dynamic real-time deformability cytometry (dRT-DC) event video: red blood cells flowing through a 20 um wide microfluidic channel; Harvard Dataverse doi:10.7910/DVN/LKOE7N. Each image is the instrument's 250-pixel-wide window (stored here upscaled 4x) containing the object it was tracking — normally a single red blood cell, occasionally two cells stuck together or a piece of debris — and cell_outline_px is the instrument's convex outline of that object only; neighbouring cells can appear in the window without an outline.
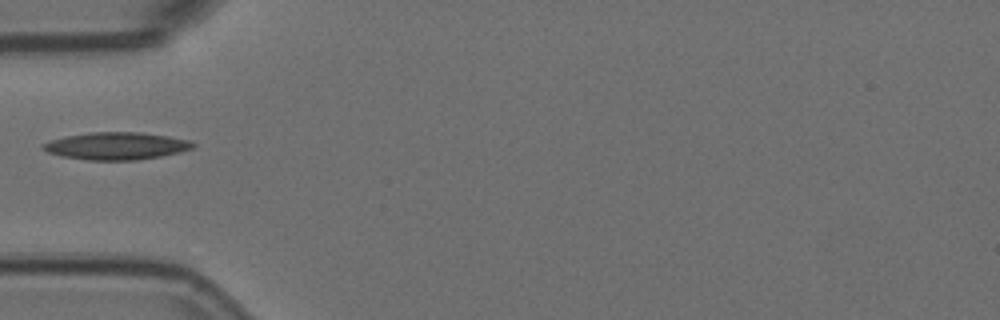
{"species": "Egyptian fruit bat (a non-hibernating species)", "species_latin": "Rousettus aegyptiacus", "temperature_condition": "room temperature", "stored_images_in_passage": 1, "camera_frame_rate_fps": 3000, "um_per_image_px": 0.085, "animal": {"sex": "female"}, "frame": {"image": 1, "passage_image": 1, "time_ms": 0.0, "image_size_px": [1000, 320], "cell_outline_px": [[196, 144], [192, 148], [180, 152], [160, 156], [136, 160], [88, 160], [60, 156], [48, 152], [40, 148], [40, 144], [64, 136], [92, 132], [140, 132], [168, 136], [192, 140]], "centroid_in_image_um": [9.88, 12.4], "position_along_channel_um": 75.1, "area_um2": 24.04}}